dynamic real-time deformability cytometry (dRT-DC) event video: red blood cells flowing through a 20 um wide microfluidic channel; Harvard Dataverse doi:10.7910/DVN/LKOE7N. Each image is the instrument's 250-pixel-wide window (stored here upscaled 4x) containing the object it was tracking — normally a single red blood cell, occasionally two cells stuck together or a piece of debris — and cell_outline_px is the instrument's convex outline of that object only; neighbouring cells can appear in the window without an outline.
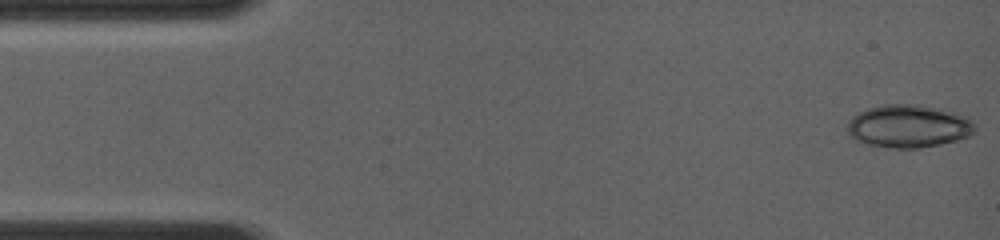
{"species": "common noctule bat (a hibernating species)", "species_latin": "Nyctalus noctula", "temperature_condition": "room temperature", "stored_images_in_passage": 5, "camera_frame_rate_fps": 4000, "um_per_image_px": 0.085, "animal": {"sex": "female", "body_mass_g": 19.0, "forearm_length_mm": 56.7}, "frame": {"image": 1, "passage_image": 1, "time_ms": 0.0, "image_size_px": [1000, 240], "cell_outline_px": [[976, 132], [968, 136], [956, 140], [940, 144], [920, 148], [892, 148], [868, 144], [856, 140], [848, 132], [848, 120], [852, 116], [868, 108], [884, 104], [920, 104], [952, 112], [964, 116], [976, 128]], "centroid_in_image_um": [77.2, 10.73], "position_along_channel_um": 7.8, "area_um2": 31.56}}